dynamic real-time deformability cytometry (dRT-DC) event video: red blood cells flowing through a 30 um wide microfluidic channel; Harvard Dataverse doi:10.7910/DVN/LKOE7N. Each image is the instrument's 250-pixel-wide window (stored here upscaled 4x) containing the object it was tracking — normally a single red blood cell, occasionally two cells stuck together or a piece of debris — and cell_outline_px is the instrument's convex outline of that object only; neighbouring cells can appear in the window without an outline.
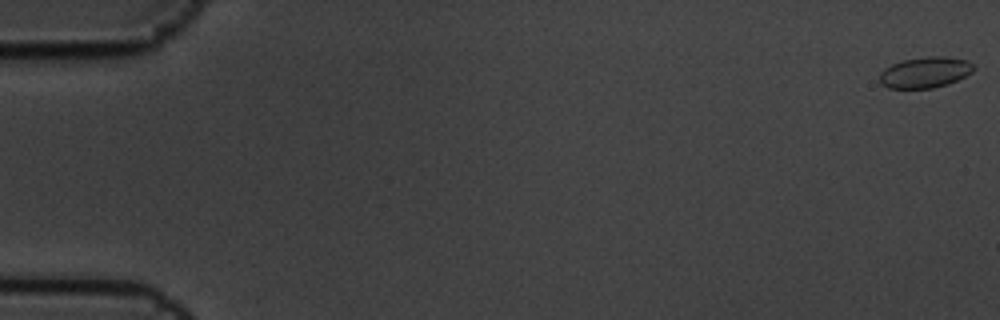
{"species": "common noctule bat (a hibernating species)", "species_latin": "Nyctalus noctula", "temperature_condition": "cold", "stored_images_in_passage": 3, "camera_frame_rate_fps": 3000, "um_per_image_px": 0.085, "animal": {"sex": "male", "body_mass_g": 19.5, "forearm_length_mm": 54.6}, "frame": {"image": 1, "passage_image": 1, "time_ms": 0.0, "image_size_px": [1000, 320], "cell_outline_px": [[976, 68], [972, 72], [948, 84], [932, 88], [888, 88], [880, 84], [880, 72], [884, 68], [892, 64], [904, 60], [928, 56], [944, 56], [968, 60]], "centroid_in_image_um": [78.63, 6.15], "position_along_channel_um": 6.4, "area_um2": 16.94}}